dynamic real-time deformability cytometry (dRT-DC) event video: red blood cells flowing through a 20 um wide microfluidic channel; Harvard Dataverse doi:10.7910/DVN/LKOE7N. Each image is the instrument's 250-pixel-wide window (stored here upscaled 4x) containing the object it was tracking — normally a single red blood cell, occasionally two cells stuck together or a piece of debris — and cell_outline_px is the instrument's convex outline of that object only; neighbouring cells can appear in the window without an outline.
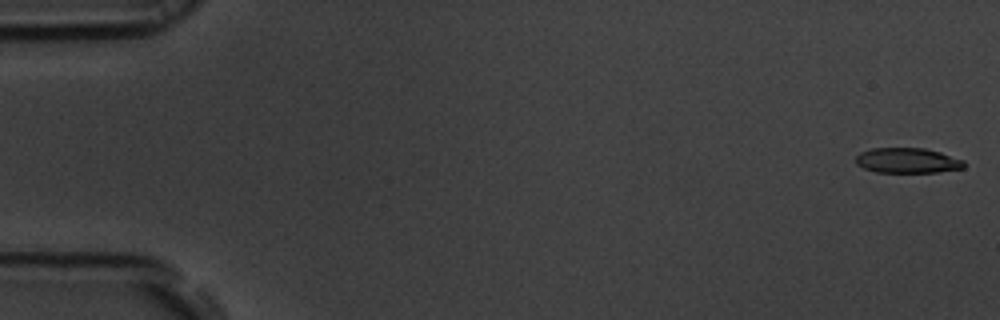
{"species": "common noctule bat (a hibernating species)", "species_latin": "Nyctalus noctula", "temperature_condition": "room temperature", "stored_images_in_passage": 50, "camera_frame_rate_fps": 3000, "um_per_image_px": 0.085, "animal": {"sex": "male", "body_mass_g": 19.5, "forearm_length_mm": 54.6}, "frame": {"image": 1, "passage_image": 1, "time_ms": 0.0, "image_size_px": [1000, 320], "cell_outline_px": [[968, 164], [964, 168], [936, 172], [876, 172], [864, 168], [856, 164], [856, 156], [860, 152], [872, 148], [924, 148], [940, 152], [964, 160]], "centroid_in_image_um": [77.15, 13.64], "position_along_channel_um": 7.8, "area_um2": 15.95}, "authors_computed_cell_mechanics": {"area_um2": 18.1781, "velocity_mm_per_s": 3.7807, "shape_relaxation_time_tau1_ms": 2.4055, "shape_relaxation_time_tau2_ms": null, "deformation_change_tau1": 0.1407, "deformation_change_tau2": null}}